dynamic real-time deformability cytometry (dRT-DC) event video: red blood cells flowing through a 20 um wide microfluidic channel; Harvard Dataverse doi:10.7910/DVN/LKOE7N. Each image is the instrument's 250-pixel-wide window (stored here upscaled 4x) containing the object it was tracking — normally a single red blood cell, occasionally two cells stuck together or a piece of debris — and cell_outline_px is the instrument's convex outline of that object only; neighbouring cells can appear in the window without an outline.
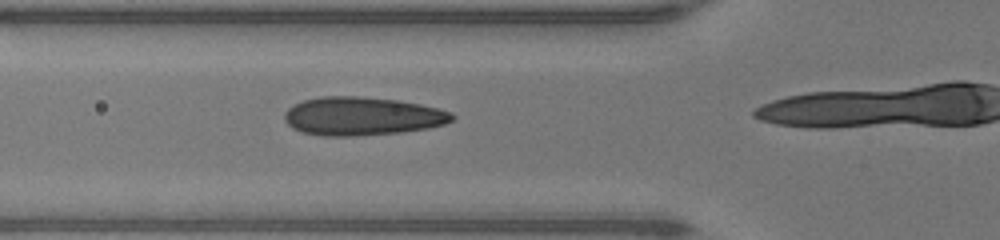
{"species": "human", "species_latin": "Homo sapiens", "temperature_condition": "warm", "stored_images_in_passage": 15, "camera_frame_rate_fps": 3000, "um_per_image_px": 0.085, "donor": {"sex": "male"}, "frame": {"image": 1, "passage_image": 12, "time_ms": 3.667, "image_size_px": [1000, 240], "cell_outline_px": [[456, 116], [452, 120], [444, 124], [428, 128], [400, 132], [356, 136], [320, 136], [304, 132], [292, 128], [284, 120], [284, 112], [288, 108], [304, 100], [320, 96], [360, 96], [400, 100], [420, 104], [452, 112]], "centroid_in_image_um": [30.77, 9.87], "position_along_channel_um": 95.0, "area_um2": 37.63}}